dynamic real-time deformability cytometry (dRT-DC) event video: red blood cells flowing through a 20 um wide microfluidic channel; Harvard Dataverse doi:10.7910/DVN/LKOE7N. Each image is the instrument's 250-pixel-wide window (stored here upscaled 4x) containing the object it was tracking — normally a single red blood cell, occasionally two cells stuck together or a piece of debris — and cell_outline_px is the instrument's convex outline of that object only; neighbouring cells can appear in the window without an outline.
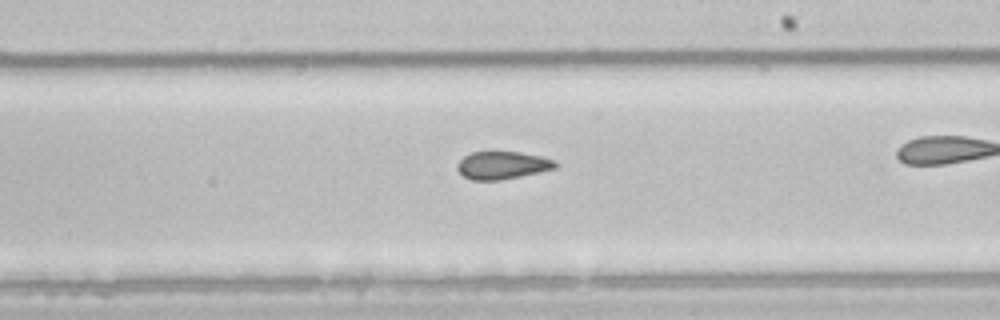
{"species": "common noctule bat (a hibernating species)", "species_latin": "Nyctalus noctula", "temperature_condition": "room temperature", "stored_images_in_passage": 41, "camera_frame_rate_fps": 3000, "um_per_image_px": 0.085, "animal": {"sex": "male", "body_mass_g": 21.5, "forearm_length_mm": 52.0}, "frame": {"image": 1, "passage_image": 30, "time_ms": 9.667, "image_size_px": [1000, 320], "cell_outline_px": [[560, 164], [556, 168], [520, 176], [500, 180], [472, 180], [464, 176], [456, 168], [456, 164], [464, 156], [472, 152], [520, 152], [540, 156], [556, 160]], "centroid_in_image_um": [42.72, 14.04], "position_along_channel_um": 246.3, "area_um2": 15.84}}